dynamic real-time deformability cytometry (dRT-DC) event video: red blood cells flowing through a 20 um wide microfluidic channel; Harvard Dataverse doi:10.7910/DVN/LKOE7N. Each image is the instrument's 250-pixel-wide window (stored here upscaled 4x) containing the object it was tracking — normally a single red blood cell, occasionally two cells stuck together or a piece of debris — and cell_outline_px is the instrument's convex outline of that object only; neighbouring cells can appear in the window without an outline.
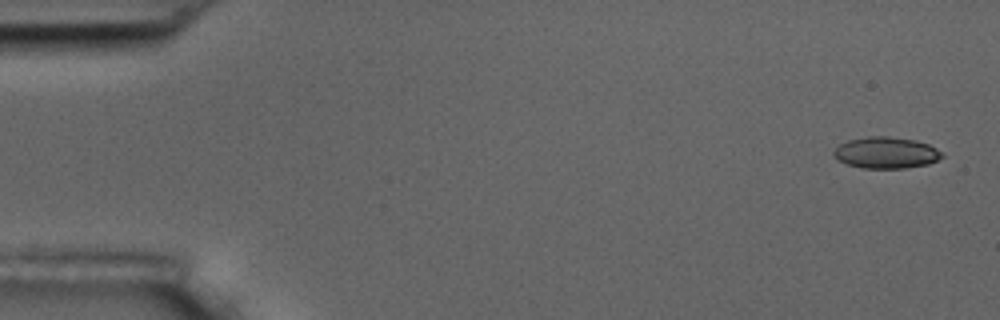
{"species": "common noctule bat (a hibernating species)", "species_latin": "Nyctalus noctula", "temperature_condition": "room temperature", "stored_images_in_passage": 5, "camera_frame_rate_fps": 3000, "um_per_image_px": 0.085, "animal": {"sex": "male", "body_mass_g": 17.5, "forearm_length_mm": 52.3}, "frame": {"image": 1, "passage_image": 1, "time_ms": 0.0, "image_size_px": [1000, 320], "cell_outline_px": [[944, 156], [928, 164], [904, 168], [864, 168], [848, 164], [836, 160], [832, 156], [832, 152], [840, 144], [848, 140], [868, 136], [888, 136], [916, 140], [928, 144], [936, 148]], "centroid_in_image_um": [75.28, 12.97], "position_along_channel_um": 9.7, "area_um2": 19.83}}